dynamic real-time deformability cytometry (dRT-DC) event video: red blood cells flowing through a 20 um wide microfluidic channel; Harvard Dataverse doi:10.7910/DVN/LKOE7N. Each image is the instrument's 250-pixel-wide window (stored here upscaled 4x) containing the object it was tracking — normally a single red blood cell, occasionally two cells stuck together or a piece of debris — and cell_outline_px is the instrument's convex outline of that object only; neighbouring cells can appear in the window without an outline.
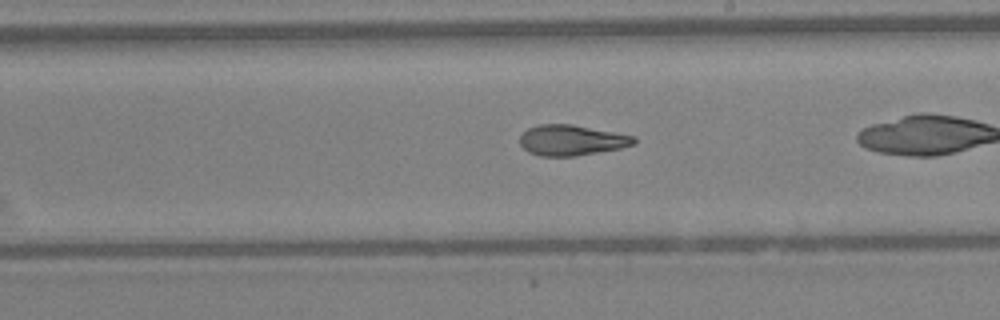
{"species": "Egyptian fruit bat (a non-hibernating species)", "species_latin": "Rousettus aegyptiacus", "temperature_condition": "warm", "stored_images_in_passage": 35, "camera_frame_rate_fps": 3000, "um_per_image_px": 0.085, "animal": {"sex": "female"}, "frame": {"image": 1, "passage_image": 25, "time_ms": 8.0, "image_size_px": [1000, 320], "cell_outline_px": [[636, 144], [620, 148], [576, 156], [540, 156], [528, 152], [520, 144], [520, 136], [528, 128], [540, 124], [572, 124], [636, 136]], "centroid_in_image_um": [48.59, 11.92], "position_along_channel_um": 240.4, "area_um2": 20.35}}